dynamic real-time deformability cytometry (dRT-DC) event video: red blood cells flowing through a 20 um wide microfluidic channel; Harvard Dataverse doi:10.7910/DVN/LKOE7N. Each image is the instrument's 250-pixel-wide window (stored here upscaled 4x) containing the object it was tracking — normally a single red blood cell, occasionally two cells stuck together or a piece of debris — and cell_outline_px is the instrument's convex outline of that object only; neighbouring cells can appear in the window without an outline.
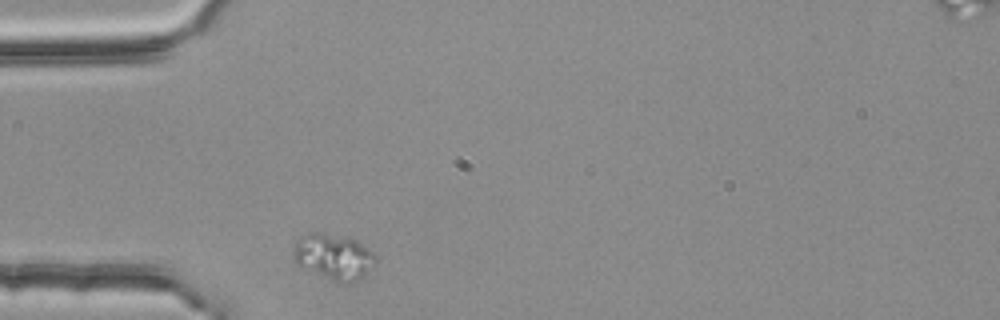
{"species": "common noctule bat (a hibernating species)", "species_latin": "Nyctalus noctula", "temperature_condition": "room temperature", "stored_images_in_passage": 1, "camera_frame_rate_fps": 3000, "um_per_image_px": 0.085, "animal": {"sex": "female", "body_mass_g": 25.1}, "frame": {"image": 1, "passage_image": 1, "time_ms": 0.0, "image_size_px": [1000, 320], "cell_outline_px": [[376, 260], [364, 276], [348, 284], [340, 284], [296, 264], [296, 240], [300, 236], [308, 232], [316, 232], [356, 240], [372, 252], [376, 256]], "centroid_in_image_um": [28.37, 21.84], "position_along_channel_um": 56.6, "area_um2": 21.33}}